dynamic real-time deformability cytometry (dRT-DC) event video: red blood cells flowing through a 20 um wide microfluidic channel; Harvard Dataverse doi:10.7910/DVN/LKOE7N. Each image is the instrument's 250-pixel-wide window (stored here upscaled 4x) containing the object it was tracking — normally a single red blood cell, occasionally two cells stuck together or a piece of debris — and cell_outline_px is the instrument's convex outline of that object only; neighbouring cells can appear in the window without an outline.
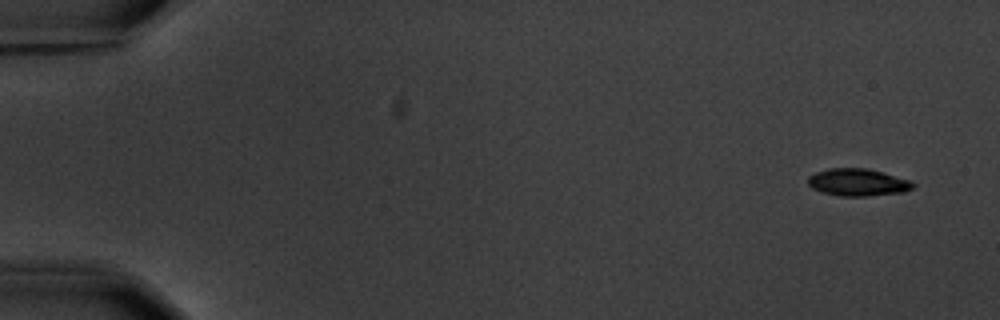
{"species": "common noctule bat (a hibernating species)", "species_latin": "Nyctalus noctula", "temperature_condition": "warm", "stored_images_in_passage": 5, "camera_frame_rate_fps": 3000, "um_per_image_px": 0.085, "animal": {"sex": "male", "body_mass_g": 20.1, "forearm_length_mm": 53.5}, "frame": {"image": 1, "passage_image": 1, "time_ms": 0.0, "image_size_px": [1000, 320], "cell_outline_px": [[916, 184], [912, 188], [904, 192], [868, 196], [840, 196], [824, 192], [812, 188], [808, 184], [808, 176], [816, 172], [828, 168], [868, 168], [908, 180]], "centroid_in_image_um": [72.89, 15.49], "position_along_channel_um": 12.1, "area_um2": 16.59}}
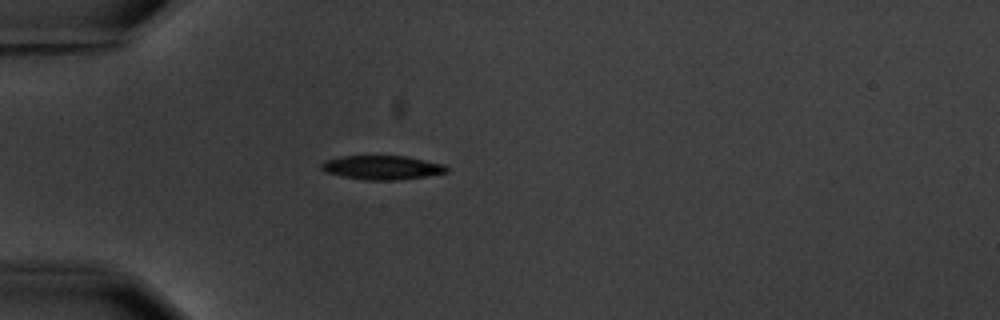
{"frame": {"image": 2, "passage_image": 5, "time_ms": 4.667, "image_size_px": [1000, 320], "cell_outline_px": [[448, 172], [424, 176], [396, 180], [364, 180], [324, 172], [320, 168], [320, 164], [324, 160], [340, 156], [408, 156], [444, 164], [448, 168]], "centroid_in_image_um": [32.44, 14.23], "position_along_channel_um": 52.6, "area_um2": 17.57}}